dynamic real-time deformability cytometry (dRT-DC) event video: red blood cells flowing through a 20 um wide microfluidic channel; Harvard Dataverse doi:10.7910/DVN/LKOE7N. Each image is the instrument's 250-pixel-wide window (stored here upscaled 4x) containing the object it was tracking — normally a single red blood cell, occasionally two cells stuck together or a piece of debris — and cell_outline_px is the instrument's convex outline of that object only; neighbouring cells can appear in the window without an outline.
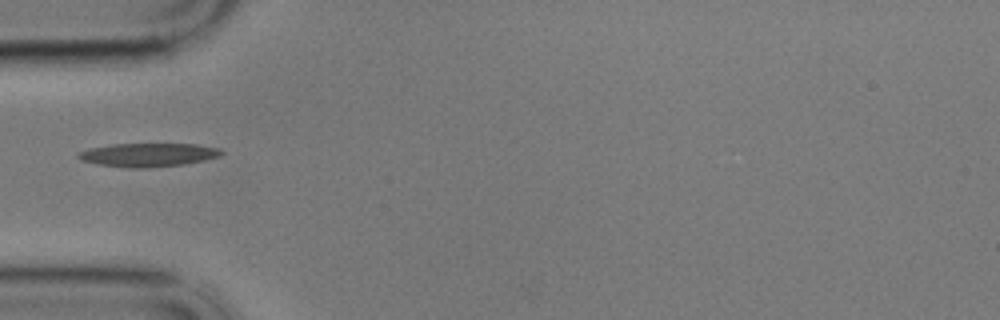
{"species": "common noctule bat (a hibernating species)", "species_latin": "Nyctalus noctula", "temperature_condition": "cold", "stored_images_in_passage": 32, "camera_frame_rate_fps": 3000, "um_per_image_px": 0.085, "animal": {"sex": "male", "body_mass_g": 17.9}, "frame": {"image": 1, "passage_image": 1, "time_ms": 0.0, "image_size_px": [1000, 320], "cell_outline_px": [[224, 152], [220, 156], [204, 160], [184, 164], [144, 168], [132, 168], [100, 164], [80, 160], [76, 156], [80, 152], [92, 148], [112, 144], [196, 144], [220, 148]], "centroid_in_image_um": [12.64, 13.16], "position_along_channel_um": 72.4, "area_um2": 19.42}}
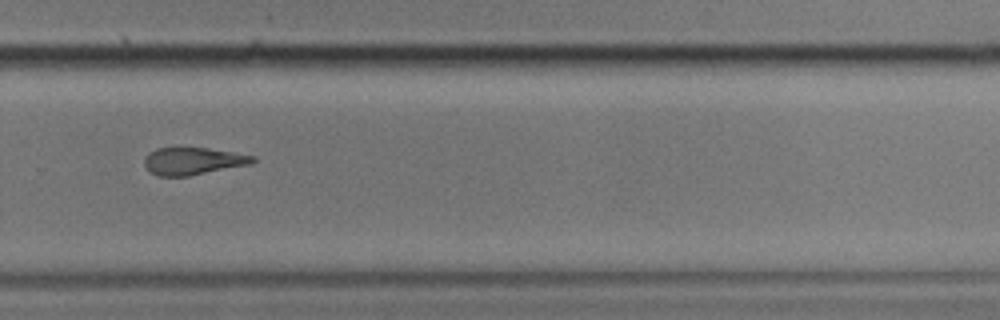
{"frame": {"image": 2, "passage_image": 22, "time_ms": 7.0, "image_size_px": [1000, 320], "cell_outline_px": [[256, 160], [252, 164], [188, 176], [160, 176], [152, 172], [144, 164], [144, 160], [148, 152], [156, 148], [208, 148], [256, 156]], "centroid_in_image_um": [16.43, 13.69], "position_along_channel_um": 313.4, "area_um2": 17.17}}